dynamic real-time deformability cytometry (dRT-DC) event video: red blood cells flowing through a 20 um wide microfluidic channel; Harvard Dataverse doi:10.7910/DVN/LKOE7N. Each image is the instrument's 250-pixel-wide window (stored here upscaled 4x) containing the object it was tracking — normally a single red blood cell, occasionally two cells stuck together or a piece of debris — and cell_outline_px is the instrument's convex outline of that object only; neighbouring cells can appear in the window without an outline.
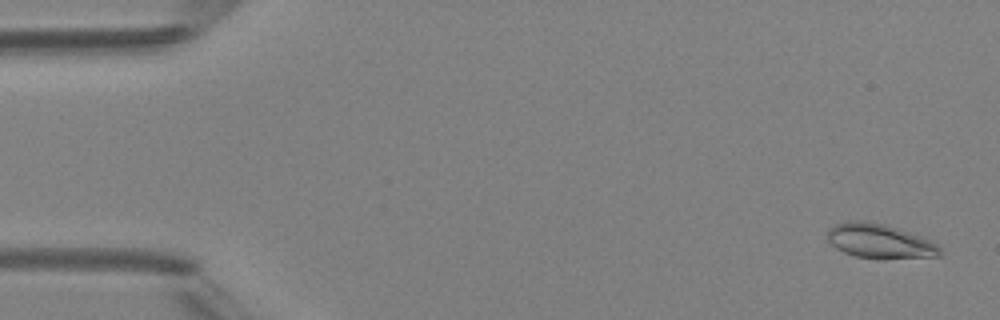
{"species": "Egyptian fruit bat (a non-hibernating species)", "species_latin": "Rousettus aegyptiacus", "temperature_condition": "room temperature", "stored_images_in_passage": 6, "camera_frame_rate_fps": 3000, "um_per_image_px": 0.085, "animal": {"sex": "female"}, "frame": {"image": 1, "passage_image": 1, "time_ms": 0.0, "image_size_px": [1000, 320], "cell_outline_px": [[940, 256], [880, 260], [856, 256], [844, 252], [836, 248], [828, 240], [828, 228], [836, 224], [848, 220], [864, 220], [884, 224], [924, 236], [932, 240], [940, 248]], "centroid_in_image_um": [74.8, 20.5], "position_along_channel_um": 10.2, "area_um2": 23.0}}
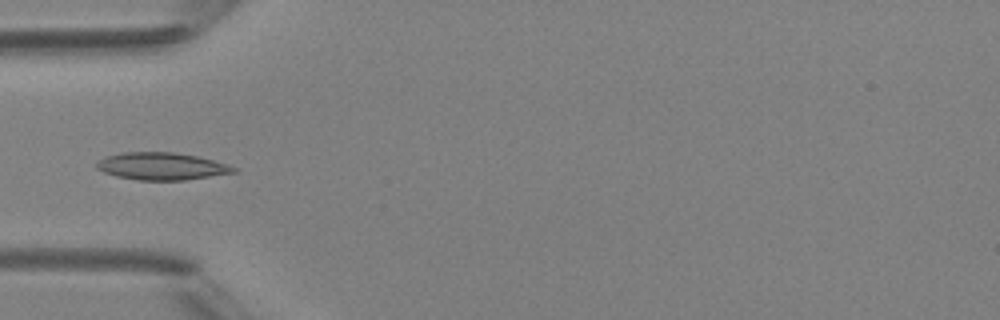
{"frame": {"image": 2, "passage_image": 5, "time_ms": 4.667, "image_size_px": [1000, 320], "cell_outline_px": [[236, 172], [184, 180], [140, 180], [116, 176], [104, 172], [96, 168], [96, 164], [100, 160], [108, 156], [124, 152], [176, 152], [196, 156], [228, 164], [236, 168]], "centroid_in_image_um": [13.74, 14.13], "position_along_channel_um": 71.3, "area_um2": 21.56}}
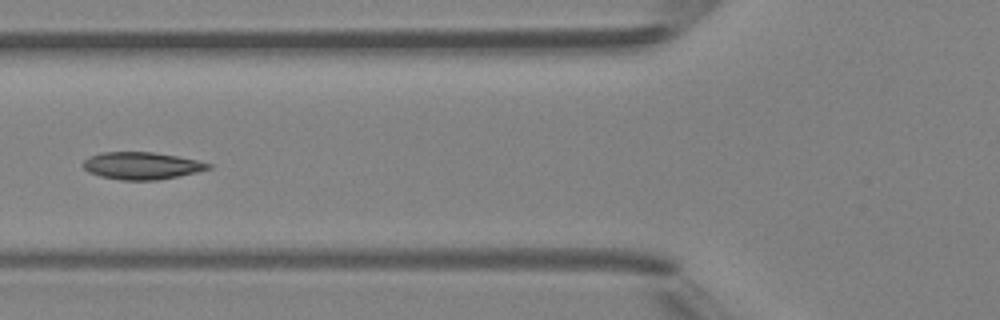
{"frame": {"image": 3, "passage_image": 6, "time_ms": 5.667, "image_size_px": [1000, 320], "cell_outline_px": [[212, 168], [180, 176], [156, 180], [120, 180], [100, 176], [88, 172], [80, 164], [88, 156], [100, 152], [152, 152], [176, 156], [196, 160], [212, 164]], "centroid_in_image_um": [12.0, 14.08], "position_along_channel_um": 113.8, "area_um2": 20.0}}